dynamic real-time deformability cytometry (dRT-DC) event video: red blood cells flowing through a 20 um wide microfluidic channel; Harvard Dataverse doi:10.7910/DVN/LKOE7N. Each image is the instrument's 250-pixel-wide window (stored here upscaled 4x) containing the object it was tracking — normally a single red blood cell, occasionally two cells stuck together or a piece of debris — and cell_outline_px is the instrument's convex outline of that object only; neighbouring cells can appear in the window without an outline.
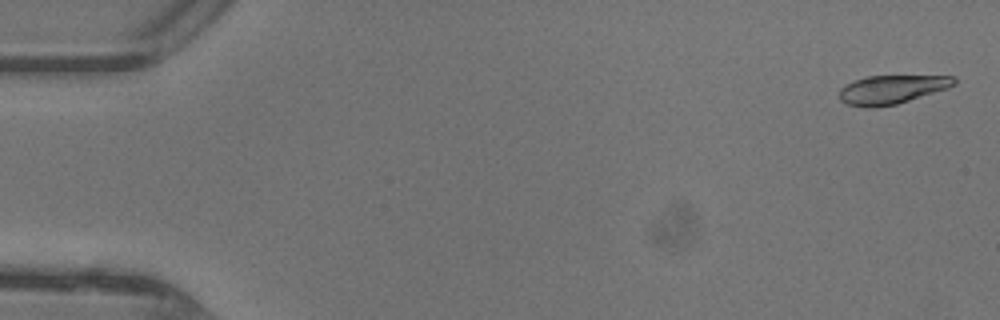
{"species": "common noctule bat (a hibernating species)", "species_latin": "Nyctalus noctula", "temperature_condition": "warm", "stored_images_in_passage": 48, "camera_frame_rate_fps": 3000, "um_per_image_px": 0.085, "animal": {"sex": "female"}, "frame": {"image": 1, "passage_image": 2, "time_ms": 0.333, "image_size_px": [1000, 320], "cell_outline_px": [[956, 84], [948, 88], [896, 104], [872, 108], [864, 108], [848, 104], [840, 100], [840, 88], [856, 80], [868, 76], [956, 76]], "centroid_in_image_um": [75.81, 7.61], "position_along_channel_um": 9.2, "area_um2": 19.02}}
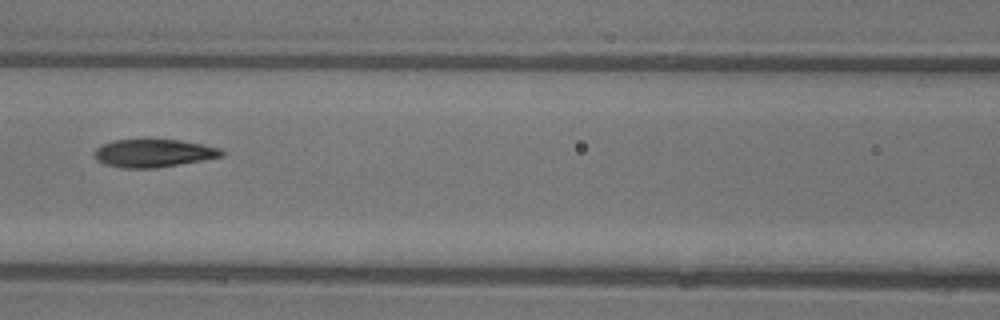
{"frame": {"image": 2, "passage_image": 22, "time_ms": 7.0, "image_size_px": [1000, 320], "cell_outline_px": [[224, 156], [156, 168], [124, 168], [104, 164], [96, 160], [96, 148], [112, 140], [144, 136], [180, 140], [220, 148], [224, 152]], "centroid_in_image_um": [13.02, 12.97], "position_along_channel_um": 153.6, "area_um2": 21.39}}
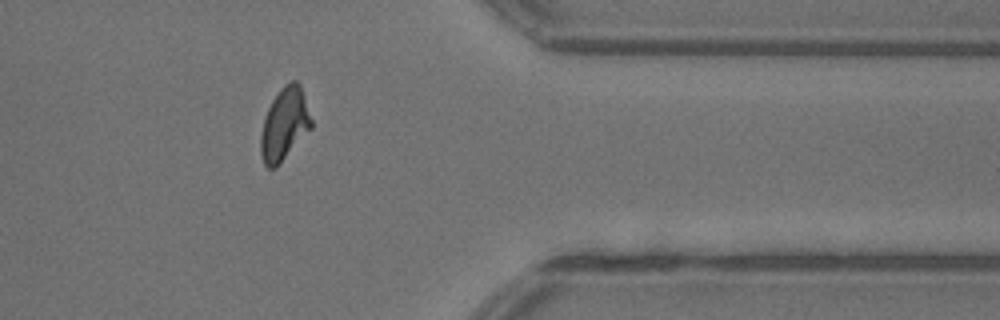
{"frame": {"image": 3, "passage_image": 39, "time_ms": 12.667, "image_size_px": [1000, 320], "cell_outline_px": [[312, 128], [280, 164], [276, 168], [268, 168], [264, 164], [260, 152], [260, 136], [264, 120], [268, 108], [272, 100], [280, 88], [284, 84], [292, 80], [296, 80], [300, 84], [312, 120]], "centroid_in_image_um": [24.18, 10.57], "position_along_channel_um": 387.2, "area_um2": 21.44}, "authors_computed_cell_mechanics": {"area_um2": 20.6635, "velocity_mm_per_s": 4.4208, "shape_relaxation_time_tau1_ms": 5.1657, "shape_relaxation_time_tau2_ms": 1.3138, "deformation_change_tau1": 0.1971, "deformation_change_tau2": 0.0768}}